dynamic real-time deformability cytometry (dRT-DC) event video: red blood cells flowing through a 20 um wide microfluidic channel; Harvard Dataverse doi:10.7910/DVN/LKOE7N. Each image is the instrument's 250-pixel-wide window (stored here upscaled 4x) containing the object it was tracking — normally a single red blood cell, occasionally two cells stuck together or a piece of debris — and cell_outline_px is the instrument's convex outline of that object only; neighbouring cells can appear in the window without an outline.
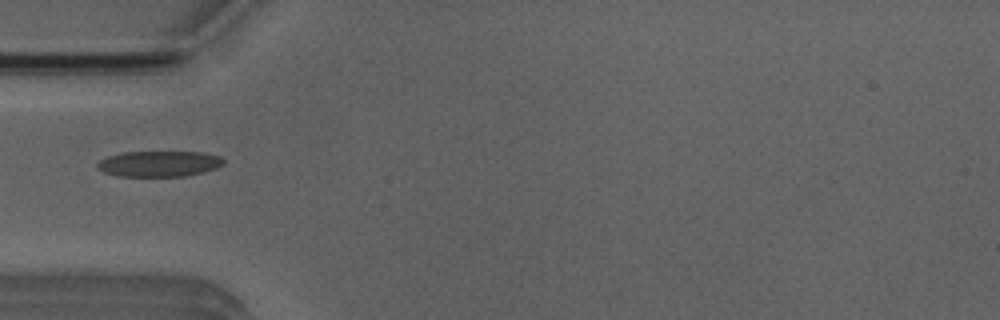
{"species": "Egyptian fruit bat (a non-hibernating species)", "species_latin": "Rousettus aegyptiacus", "temperature_condition": "room temperature", "stored_images_in_passage": 2, "camera_frame_rate_fps": 3000, "um_per_image_px": 0.085, "animal": {"sex": "male"}, "frame": {"image": 1, "passage_image": 2, "time_ms": 1.0, "image_size_px": [1000, 320], "cell_outline_px": [[224, 164], [216, 168], [204, 172], [184, 176], [116, 176], [104, 172], [96, 168], [96, 164], [100, 160], [108, 156], [124, 152], [204, 152], [220, 156], [224, 160]], "centroid_in_image_um": [13.52, 13.92], "position_along_channel_um": 71.5, "area_um2": 19.02}}